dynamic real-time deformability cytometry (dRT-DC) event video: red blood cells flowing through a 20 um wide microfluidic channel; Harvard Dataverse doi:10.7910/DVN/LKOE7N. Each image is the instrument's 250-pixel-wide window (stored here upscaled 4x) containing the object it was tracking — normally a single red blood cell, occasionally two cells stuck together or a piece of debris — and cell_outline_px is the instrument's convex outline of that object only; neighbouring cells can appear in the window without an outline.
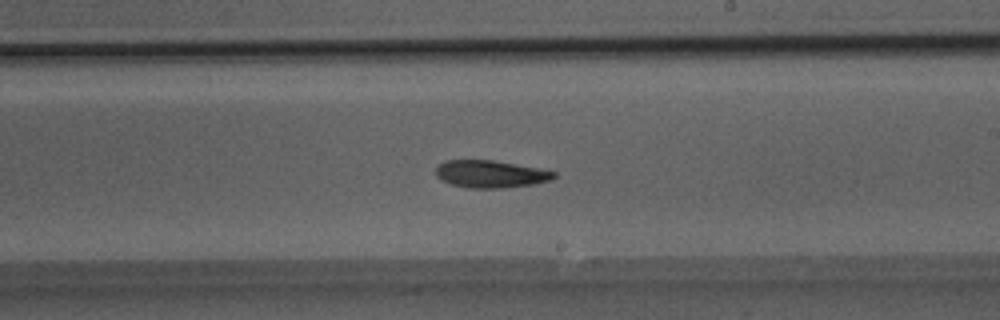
{"species": "Egyptian fruit bat (a non-hibernating species)", "species_latin": "Rousettus aegyptiacus", "temperature_condition": "room temperature", "stored_images_in_passage": 40, "segment_of_instrument_passage": [1, 2], "camera_frame_rate_fps": 3000, "um_per_image_px": 0.085, "animal": {"sex": "male"}, "frame": {"image": 1, "passage_image": 23, "time_ms": 7.333, "image_size_px": [1000, 320], "cell_outline_px": [[556, 176], [552, 180], [532, 184], [504, 188], [468, 188], [452, 184], [440, 180], [436, 176], [436, 168], [444, 160], [492, 160], [536, 168], [556, 172]], "centroid_in_image_um": [41.67, 14.8], "position_along_channel_um": 247.3, "area_um2": 18.73}}
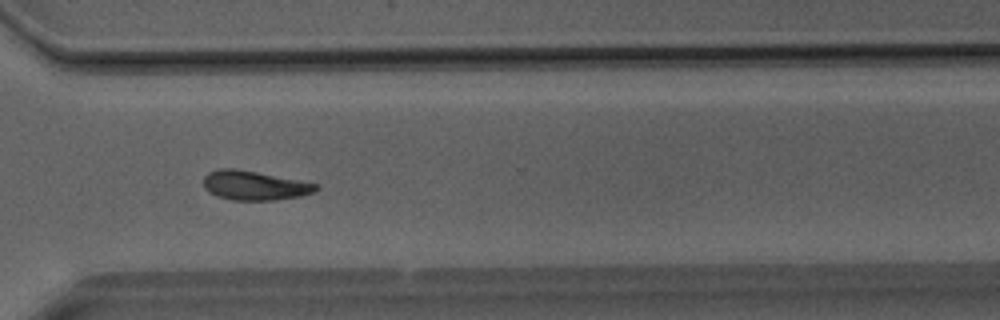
{"frame": {"image": 2, "passage_image": 29, "time_ms": 9.333, "image_size_px": [1000, 320], "cell_outline_px": [[320, 188], [316, 192], [300, 196], [276, 200], [232, 200], [216, 196], [208, 192], [204, 188], [204, 176], [208, 172], [220, 168], [236, 168], [320, 184]], "centroid_in_image_um": [21.64, 15.76], "position_along_channel_um": 349.0, "area_um2": 19.42}}
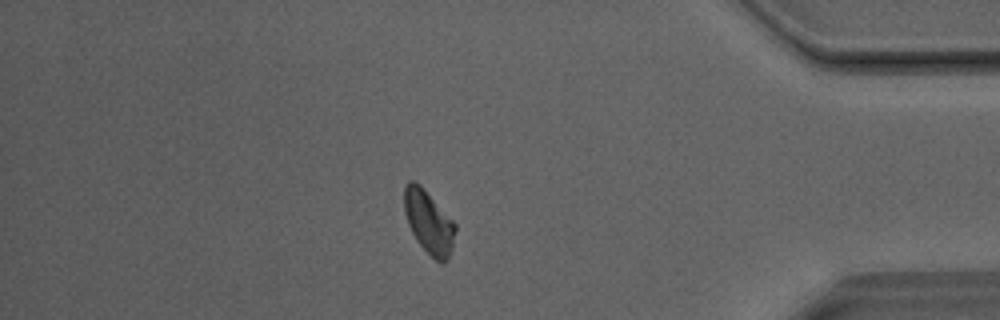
{"frame": {"image": 3, "passage_image": 34, "time_ms": 11.0, "image_size_px": [1000, 320], "cell_outline_px": [[456, 232], [452, 248], [448, 260], [444, 264], [440, 264], [416, 240], [408, 224], [404, 212], [404, 184], [408, 180], [412, 180], [420, 184], [456, 224]], "centroid_in_image_um": [36.44, 18.87], "position_along_channel_um": 398.8, "area_um2": 18.84}}